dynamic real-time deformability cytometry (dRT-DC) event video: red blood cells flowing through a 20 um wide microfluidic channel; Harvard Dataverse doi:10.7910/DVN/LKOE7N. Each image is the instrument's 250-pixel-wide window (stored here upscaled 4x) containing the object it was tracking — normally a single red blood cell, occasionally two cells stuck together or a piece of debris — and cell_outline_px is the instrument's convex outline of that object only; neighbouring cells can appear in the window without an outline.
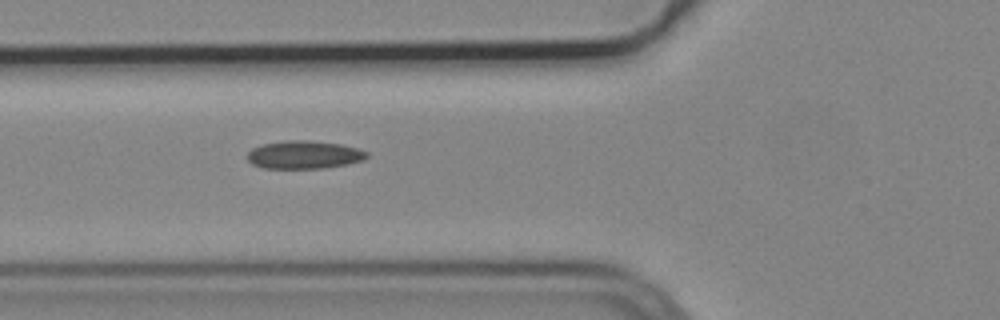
{"species": "common noctule bat (a hibernating species)", "species_latin": "Nyctalus noctula", "temperature_condition": "cold", "stored_images_in_passage": 6, "camera_frame_rate_fps": 3000, "um_per_image_px": 0.085, "animal": {"sex": "male", "body_mass_g": 19.2, "forearm_length_mm": 51.8}, "frame": {"image": 1, "passage_image": 6, "time_ms": 1.667, "image_size_px": [1000, 320], "cell_outline_px": [[368, 156], [364, 160], [348, 164], [324, 168], [264, 168], [252, 164], [248, 160], [248, 152], [252, 148], [260, 144], [284, 140], [308, 140], [340, 144], [356, 148], [368, 152]], "centroid_in_image_um": [25.84, 13.15], "position_along_channel_um": 100.0, "area_um2": 19.59}}